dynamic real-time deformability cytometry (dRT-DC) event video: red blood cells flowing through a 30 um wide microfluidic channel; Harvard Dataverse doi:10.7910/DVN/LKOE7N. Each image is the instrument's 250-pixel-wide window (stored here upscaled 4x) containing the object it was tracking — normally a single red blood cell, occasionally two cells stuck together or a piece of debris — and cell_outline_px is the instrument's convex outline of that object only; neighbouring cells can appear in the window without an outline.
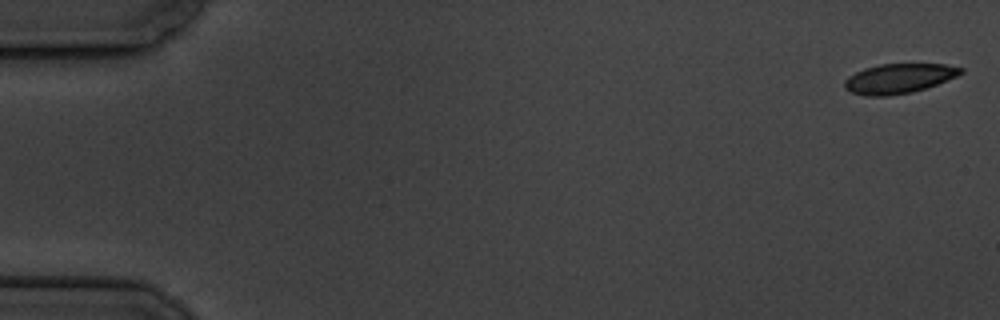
{"species": "common noctule bat (a hibernating species)", "species_latin": "Nyctalus noctula", "temperature_condition": "cold", "stored_images_in_passage": 6, "camera_frame_rate_fps": 3000, "um_per_image_px": 0.085, "animal": {"sex": "male", "body_mass_g": 19.5, "forearm_length_mm": 54.6}, "frame": {"image": 1, "passage_image": 1, "time_ms": 0.0, "image_size_px": [1000, 320], "cell_outline_px": [[964, 72], [956, 76], [936, 84], [912, 92], [888, 96], [864, 96], [852, 92], [844, 88], [844, 80], [848, 76], [864, 68], [880, 64], [944, 64], [964, 68]], "centroid_in_image_um": [76.37, 6.67], "position_along_channel_um": 8.6, "area_um2": 20.06}}
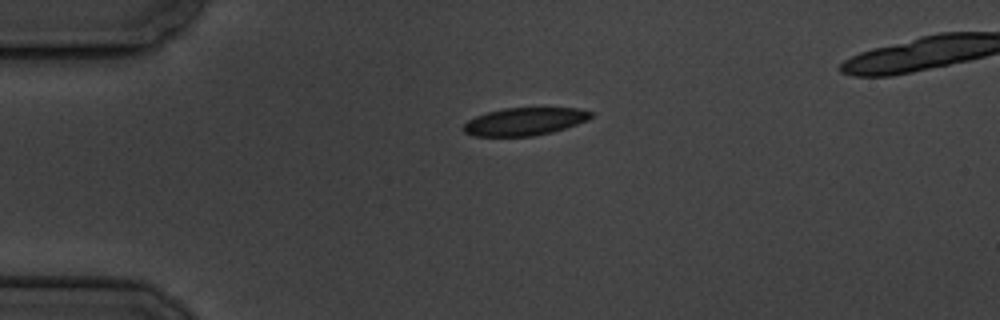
{"frame": {"image": 2, "passage_image": 4, "time_ms": 4.333, "image_size_px": [1000, 320], "cell_outline_px": [[592, 116], [588, 120], [552, 132], [532, 136], [472, 136], [464, 132], [464, 124], [468, 120], [476, 116], [488, 112], [504, 108], [580, 108], [592, 112]], "centroid_in_image_um": [44.59, 10.33], "position_along_channel_um": 40.4, "area_um2": 20.46}}